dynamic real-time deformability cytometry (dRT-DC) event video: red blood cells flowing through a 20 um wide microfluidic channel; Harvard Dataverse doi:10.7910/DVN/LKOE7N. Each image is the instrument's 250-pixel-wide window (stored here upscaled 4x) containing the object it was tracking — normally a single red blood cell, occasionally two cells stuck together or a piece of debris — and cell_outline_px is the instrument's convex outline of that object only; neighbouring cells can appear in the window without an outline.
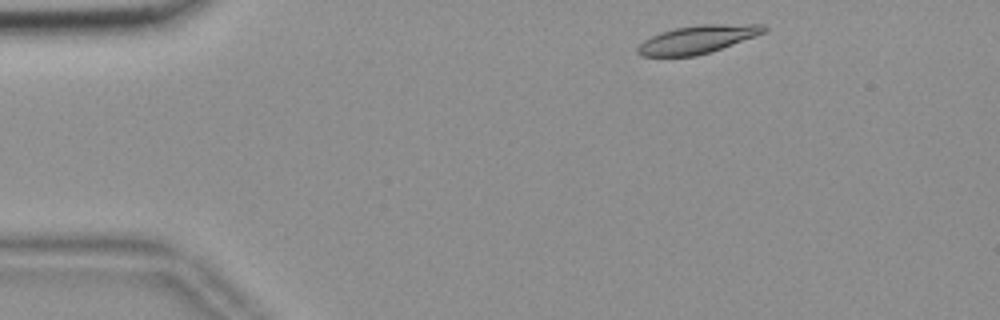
{"species": "common noctule bat (a hibernating species)", "species_latin": "Nyctalus noctula", "temperature_condition": "room temperature", "stored_images_in_passage": 49, "camera_frame_rate_fps": 3000, "um_per_image_px": 0.085, "animal": {"sex": "female", "body_mass_g": 18.4}, "frame": {"image": 1, "passage_image": 2, "time_ms": 0.333, "image_size_px": [1000, 320], "cell_outline_px": [[768, 28], [764, 32], [756, 36], [712, 52], [696, 56], [640, 56], [636, 52], [636, 48], [644, 40], [660, 32], [676, 28], [700, 24], [764, 24]], "centroid_in_image_um": [59.3, 3.35], "position_along_channel_um": 25.7, "area_um2": 20.75}}
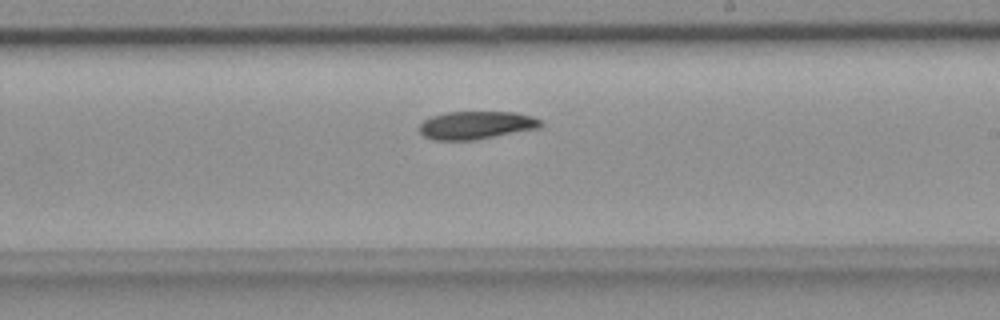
{"frame": {"image": 2, "passage_image": 26, "time_ms": 8.333, "image_size_px": [1000, 320], "cell_outline_px": [[544, 124], [540, 128], [476, 140], [436, 140], [424, 136], [416, 128], [424, 120], [432, 116], [444, 112], [516, 112], [532, 116], [540, 120]], "centroid_in_image_um": [40.48, 10.64], "position_along_channel_um": 248.5, "area_um2": 20.0}}
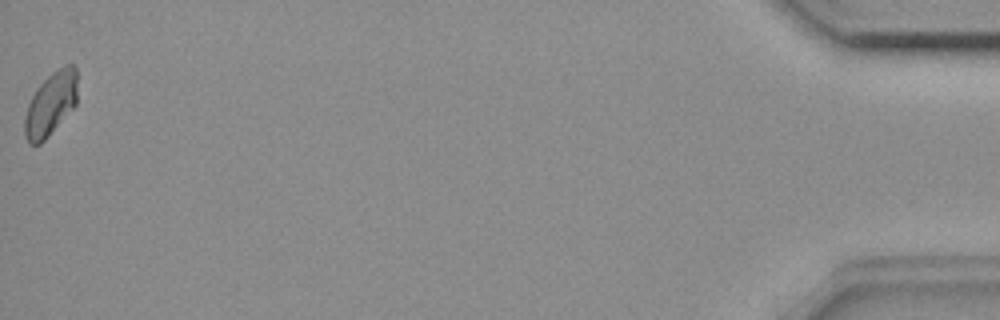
{"frame": {"image": 3, "passage_image": 49, "time_ms": 16.0, "image_size_px": [1000, 320], "cell_outline_px": [[76, 104], [48, 136], [40, 144], [28, 144], [24, 136], [24, 120], [28, 104], [36, 88], [52, 72], [64, 64], [72, 64], [76, 68]], "centroid_in_image_um": [4.29, 8.83], "position_along_channel_um": 430.9, "area_um2": 19.36}}